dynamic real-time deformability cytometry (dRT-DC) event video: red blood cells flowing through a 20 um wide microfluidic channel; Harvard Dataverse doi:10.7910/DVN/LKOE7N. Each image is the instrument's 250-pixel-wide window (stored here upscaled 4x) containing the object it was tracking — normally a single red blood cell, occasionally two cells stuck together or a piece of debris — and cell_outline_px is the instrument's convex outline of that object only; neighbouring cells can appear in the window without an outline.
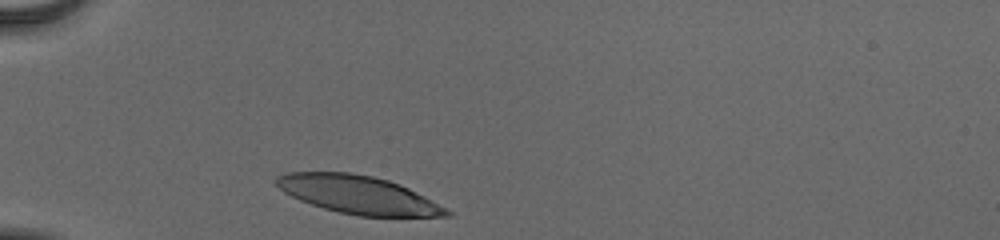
{"species": "human", "species_latin": "Homo sapiens", "temperature_condition": "cold", "stored_images_in_passage": 30, "camera_frame_rate_fps": 3000, "um_per_image_px": 0.085, "donor": {"sex": "male"}, "frame": {"image": 1, "passage_image": 1, "time_ms": 0.0, "image_size_px": [1000, 240], "cell_outline_px": [[452, 216], [360, 216], [340, 212], [324, 208], [300, 200], [284, 192], [276, 184], [276, 176], [288, 172], [348, 172], [372, 176], [388, 180], [400, 184], [424, 196], [452, 212]], "centroid_in_image_um": [30.44, 16.54], "position_along_channel_um": 54.6, "area_um2": 37.28}}
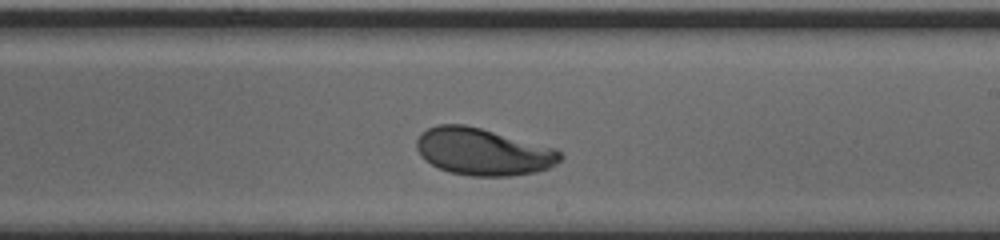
{"frame": {"image": 2, "passage_image": 18, "time_ms": 5.667, "image_size_px": [1000, 240], "cell_outline_px": [[564, 156], [556, 164], [548, 168], [536, 172], [512, 176], [468, 176], [448, 172], [424, 160], [420, 156], [416, 148], [416, 140], [420, 132], [428, 128], [440, 124], [464, 124], [480, 128], [556, 148]], "centroid_in_image_um": [41.04, 12.9], "position_along_channel_um": 248.0, "area_um2": 39.59}}
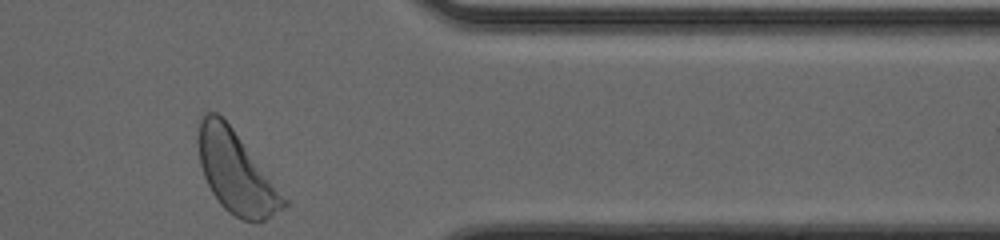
{"frame": {"image": 3, "passage_image": 30, "time_ms": 9.667, "image_size_px": [1000, 240], "cell_outline_px": [[288, 204], [284, 208], [264, 220], [244, 220], [228, 212], [220, 204], [212, 192], [204, 176], [200, 164], [196, 140], [196, 136], [200, 116], [204, 112], [216, 112], [232, 128], [288, 200]], "centroid_in_image_um": [20.01, 14.62], "position_along_channel_um": 391.4, "area_um2": 40.17}, "authors_computed_cell_mechanics": {"area_um2": 39.593, "velocity_mm_per_s": 3.8198, "shape_relaxation_time_tau1_ms": 3.5333, "shape_relaxation_time_tau2_ms": 2.7091, "deformation_change_tau1": 0.19, "deformation_change_tau2": 0.0716}}